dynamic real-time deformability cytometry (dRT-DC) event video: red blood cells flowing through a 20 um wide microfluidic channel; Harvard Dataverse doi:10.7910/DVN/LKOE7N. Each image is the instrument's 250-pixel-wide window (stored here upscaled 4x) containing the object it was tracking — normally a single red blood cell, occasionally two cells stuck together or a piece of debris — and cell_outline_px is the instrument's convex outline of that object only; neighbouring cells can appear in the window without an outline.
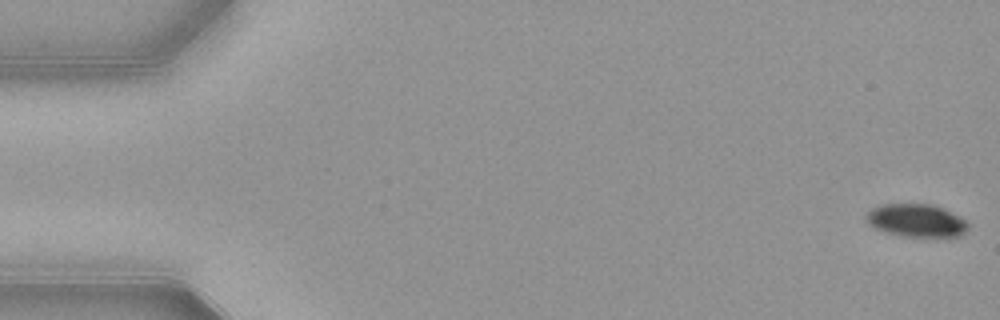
{"species": "common noctule bat (a hibernating species)", "species_latin": "Nyctalus noctula", "temperature_condition": "warm", "stored_images_in_passage": 54, "camera_frame_rate_fps": 3000, "um_per_image_px": 0.085, "animal": {"sex": "female", "body_mass_g": 21.9}, "frame": {"image": 1, "passage_image": 1, "time_ms": 0.0, "image_size_px": [1000, 320], "cell_outline_px": [[968, 228], [960, 236], [944, 240], [900, 236], [884, 232], [868, 224], [864, 216], [872, 208], [880, 204], [932, 204], [944, 208], [960, 216], [968, 224]], "centroid_in_image_um": [77.93, 18.79], "position_along_channel_um": 7.1, "area_um2": 20.46}}
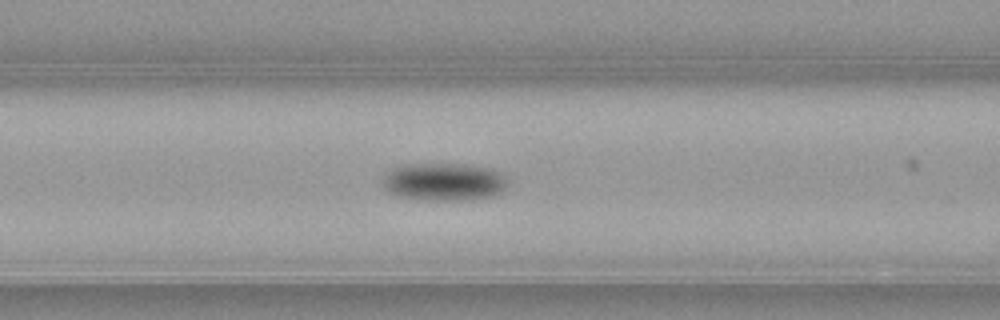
{"frame": {"image": 2, "passage_image": 22, "time_ms": 7.0, "image_size_px": [1000, 320], "cell_outline_px": [[508, 184], [500, 192], [492, 196], [472, 200], [428, 200], [400, 196], [388, 192], [384, 188], [384, 168], [400, 164], [460, 164], [492, 168], [504, 172], [508, 180]], "centroid_in_image_um": [37.72, 15.43], "position_along_channel_um": 128.9, "area_um2": 28.15}}
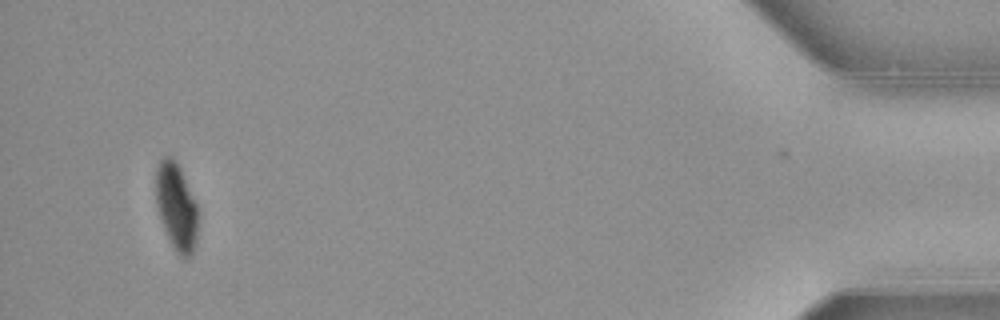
{"frame": {"image": 3, "passage_image": 51, "time_ms": 16.667, "image_size_px": [1000, 320], "cell_outline_px": [[200, 216], [196, 244], [192, 256], [188, 260], [180, 256], [176, 252], [164, 228], [156, 204], [156, 168], [160, 160], [164, 156], [172, 156], [176, 160], [180, 168], [200, 212]], "centroid_in_image_um": [15.03, 17.6], "position_along_channel_um": 420.2, "area_um2": 21.79}, "authors_computed_cell_mechanics": {"area_um2": 24.565, "velocity_mm_per_s": 3.8683, "shape_relaxation_time_tau1_ms": 2.8422, "shape_relaxation_time_tau2_ms": null, "deformation_change_tau1": 0.1121, "deformation_change_tau2": null}}